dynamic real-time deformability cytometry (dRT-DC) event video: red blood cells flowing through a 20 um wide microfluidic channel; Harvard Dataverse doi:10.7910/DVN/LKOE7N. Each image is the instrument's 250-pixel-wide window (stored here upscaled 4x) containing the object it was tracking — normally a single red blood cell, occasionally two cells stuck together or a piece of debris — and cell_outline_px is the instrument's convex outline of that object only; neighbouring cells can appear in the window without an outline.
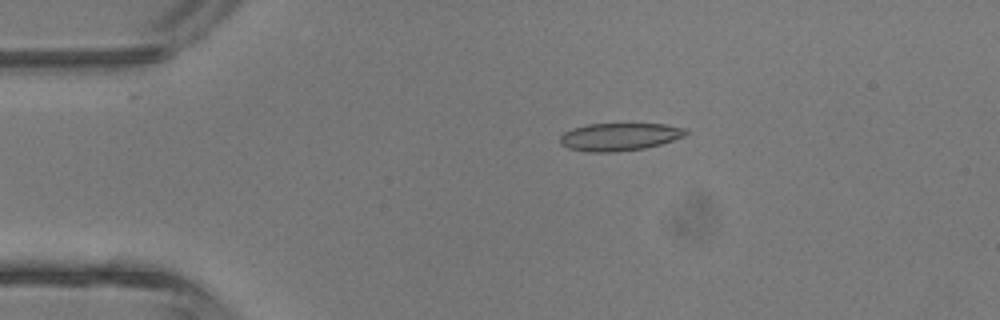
{"species": "common noctule bat (a hibernating species)", "species_latin": "Nyctalus noctula", "temperature_condition": "room temperature", "stored_images_in_passage": 4, "camera_frame_rate_fps": 3000, "um_per_image_px": 0.085, "animal": {"sex": "male", "body_mass_g": 13.3}, "frame": {"image": 1, "passage_image": 3, "time_ms": 2.333, "image_size_px": [1000, 320], "cell_outline_px": [[688, 132], [684, 136], [660, 144], [644, 148], [616, 152], [588, 152], [568, 148], [560, 144], [560, 136], [564, 132], [572, 128], [588, 124], [664, 124], [684, 128]], "centroid_in_image_um": [52.61, 11.63], "position_along_channel_um": 32.4, "area_um2": 20.23}}